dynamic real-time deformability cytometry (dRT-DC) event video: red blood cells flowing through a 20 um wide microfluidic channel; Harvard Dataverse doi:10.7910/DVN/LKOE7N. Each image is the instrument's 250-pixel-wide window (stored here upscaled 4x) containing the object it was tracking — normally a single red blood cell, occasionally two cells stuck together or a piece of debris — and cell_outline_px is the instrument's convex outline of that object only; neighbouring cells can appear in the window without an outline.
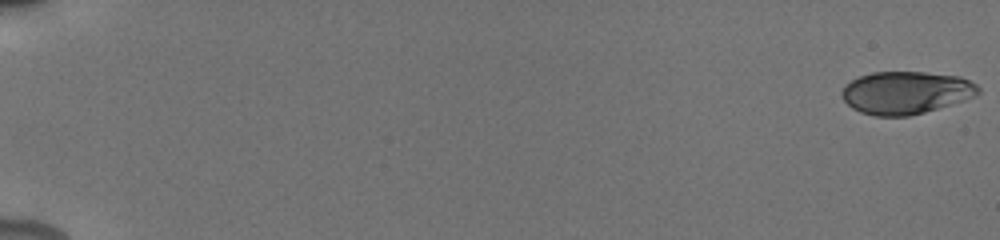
{"species": "human", "species_latin": "Homo sapiens", "temperature_condition": "cold", "stored_images_in_passage": 29, "camera_frame_rate_fps": 3000, "um_per_image_px": 0.085, "donor": {"sex": "male"}, "frame": {"image": 1, "passage_image": 1, "time_ms": 0.0, "image_size_px": [1000, 240], "cell_outline_px": [[980, 92], [964, 100], [924, 112], [908, 116], [876, 116], [860, 112], [852, 108], [844, 100], [840, 92], [844, 84], [860, 76], [872, 72], [924, 72], [960, 76], [976, 84], [980, 88]], "centroid_in_image_um": [76.97, 7.87], "position_along_channel_um": 8.0, "area_um2": 33.81}}
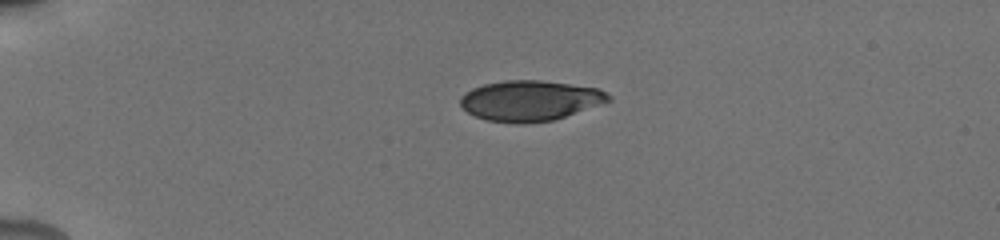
{"frame": {"image": 2, "passage_image": 18, "time_ms": 4.667, "image_size_px": [1000, 240], "cell_outline_px": [[612, 100], [552, 120], [524, 124], [516, 124], [488, 120], [476, 116], [468, 112], [460, 104], [460, 96], [464, 92], [472, 88], [484, 84], [504, 80], [540, 80], [600, 88], [612, 96]], "centroid_in_image_um": [45.04, 8.54], "position_along_channel_um": 40.0, "area_um2": 34.85}}